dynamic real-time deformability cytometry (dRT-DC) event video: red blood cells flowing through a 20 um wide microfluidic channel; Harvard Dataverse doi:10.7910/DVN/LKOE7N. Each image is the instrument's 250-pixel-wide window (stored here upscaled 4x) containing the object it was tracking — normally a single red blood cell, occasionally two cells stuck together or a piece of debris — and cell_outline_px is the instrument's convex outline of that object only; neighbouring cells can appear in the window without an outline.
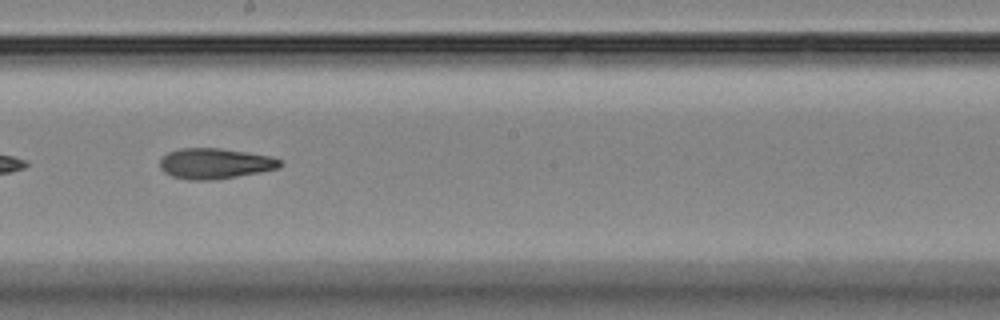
{"species": "Egyptian fruit bat (a non-hibernating species)", "species_latin": "Rousettus aegyptiacus", "temperature_condition": "room temperature", "stored_images_in_passage": 11, "camera_frame_rate_fps": 3000, "um_per_image_px": 0.085, "animal": {"sex": "female"}, "frame": {"image": 1, "passage_image": 7, "time_ms": 8.0, "image_size_px": [1000, 320], "cell_outline_px": [[284, 164], [280, 168], [260, 172], [236, 176], [208, 180], [188, 180], [172, 176], [164, 172], [160, 168], [160, 160], [168, 152], [180, 148], [220, 148], [272, 156], [280, 160]], "centroid_in_image_um": [18.28, 13.89], "position_along_channel_um": 229.9, "area_um2": 21.39}}
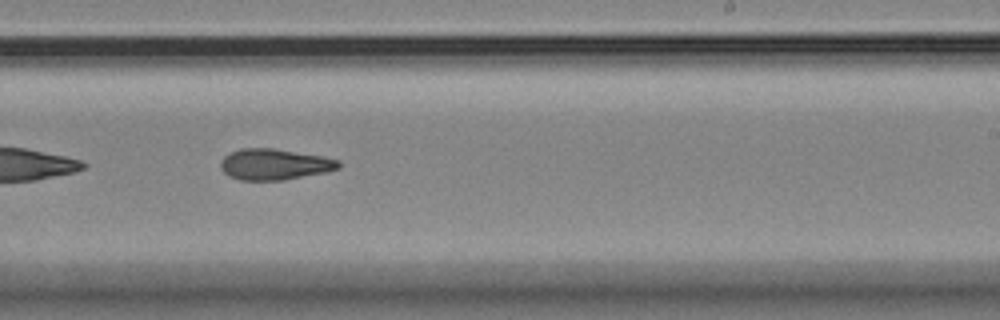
{"frame": {"image": 2, "passage_image": 8, "time_ms": 9.0, "image_size_px": [1000, 320], "cell_outline_px": [[340, 168], [324, 172], [284, 180], [240, 180], [228, 176], [220, 168], [220, 160], [228, 152], [240, 148], [272, 148], [324, 156], [340, 160]], "centroid_in_image_um": [23.29, 13.96], "position_along_channel_um": 265.7, "area_um2": 21.5}}
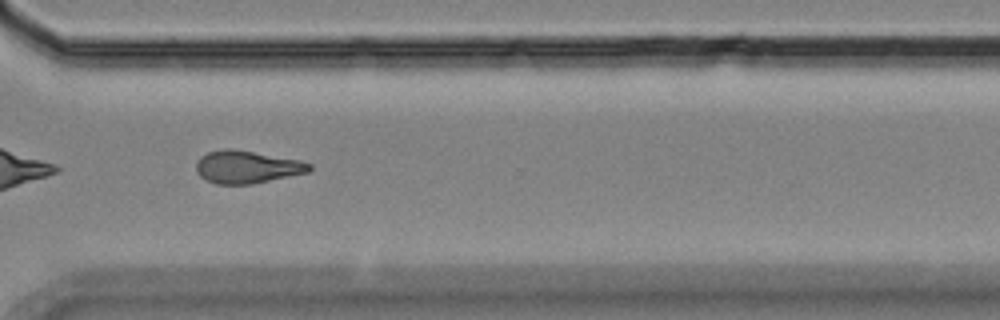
{"frame": {"image": 3, "passage_image": 10, "time_ms": 11.333, "image_size_px": [1000, 320], "cell_outline_px": [[312, 168], [308, 172], [252, 184], [216, 184], [200, 176], [196, 172], [196, 160], [200, 156], [208, 152], [224, 148], [232, 148], [300, 160], [312, 164]], "centroid_in_image_um": [20.96, 14.18], "position_along_channel_um": 349.6, "area_um2": 21.56}, "authors_computed_cell_mechanics": {"area_um2": 21.5594, "velocity_mm_per_s": 3.597, "shape_relaxation_time_tau1_ms": null, "shape_relaxation_time_tau2_ms": 2.3911, "deformation_change_tau1": null, "deformation_change_tau2": 0.0742}}